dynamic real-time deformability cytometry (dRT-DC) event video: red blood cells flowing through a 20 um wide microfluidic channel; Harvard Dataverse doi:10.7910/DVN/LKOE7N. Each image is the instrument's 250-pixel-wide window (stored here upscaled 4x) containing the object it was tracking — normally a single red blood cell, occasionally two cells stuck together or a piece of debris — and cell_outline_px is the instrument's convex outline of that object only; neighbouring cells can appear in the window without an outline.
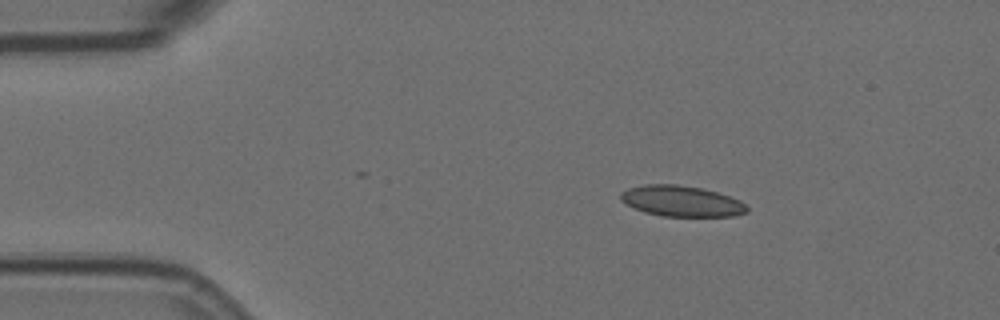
{"species": "Egyptian fruit bat (a non-hibernating species)", "species_latin": "Rousettus aegyptiacus", "temperature_condition": "room temperature", "stored_images_in_passage": 4, "segment_of_instrument_passage": [1, 2], "camera_frame_rate_fps": 3000, "um_per_image_px": 0.085, "animal": {"sex": "female"}, "frame": {"image": 1, "passage_image": 1, "time_ms": 0.0, "image_size_px": [1000, 320], "cell_outline_px": [[748, 212], [732, 216], [660, 216], [644, 212], [620, 200], [620, 192], [628, 188], [644, 184], [676, 184], [700, 188], [716, 192], [740, 200], [748, 208]], "centroid_in_image_um": [57.9, 17.09], "position_along_channel_um": 27.1, "area_um2": 22.54}}